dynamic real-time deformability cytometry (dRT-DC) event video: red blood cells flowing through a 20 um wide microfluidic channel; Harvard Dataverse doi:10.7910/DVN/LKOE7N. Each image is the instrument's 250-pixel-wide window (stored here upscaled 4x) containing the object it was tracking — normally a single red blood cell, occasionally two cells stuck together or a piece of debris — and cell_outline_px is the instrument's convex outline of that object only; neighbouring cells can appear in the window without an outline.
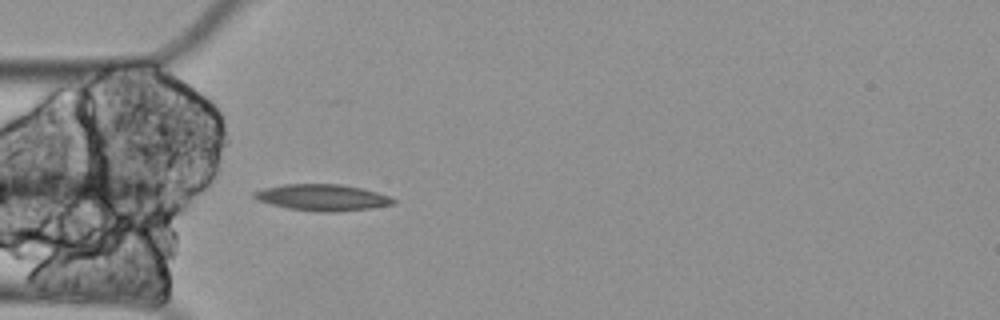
{"species": "Egyptian fruit bat (a non-hibernating species)", "species_latin": "Rousettus aegyptiacus", "temperature_condition": "cold", "stored_images_in_passage": 4, "camera_frame_rate_fps": 3000, "um_per_image_px": 0.085, "animal": {"sex": "female"}, "frame": {"image": 1, "passage_image": 1, "time_ms": 0.0, "image_size_px": [1000, 320], "cell_outline_px": [[396, 200], [392, 204], [368, 208], [336, 212], [316, 212], [288, 208], [256, 200], [252, 196], [252, 192], [264, 188], [284, 184], [340, 184], [360, 188], [376, 192], [388, 196]], "centroid_in_image_um": [27.34, 16.78], "position_along_channel_um": 57.7, "area_um2": 21.21}}
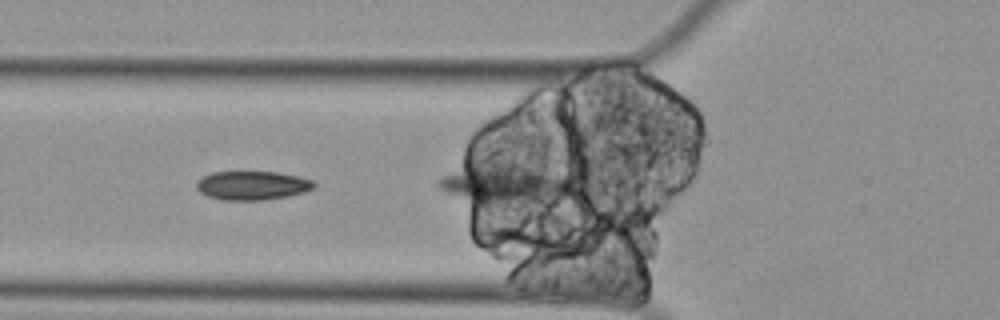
{"frame": {"image": 2, "passage_image": 3, "time_ms": 0.667, "image_size_px": [1000, 320], "cell_outline_px": [[316, 184], [312, 188], [304, 192], [288, 196], [264, 200], [224, 200], [208, 196], [200, 192], [196, 188], [196, 180], [212, 172], [276, 172], [296, 176], [312, 180]], "centroid_in_image_um": [21.41, 15.77], "position_along_channel_um": 104.4, "area_um2": 19.65}}